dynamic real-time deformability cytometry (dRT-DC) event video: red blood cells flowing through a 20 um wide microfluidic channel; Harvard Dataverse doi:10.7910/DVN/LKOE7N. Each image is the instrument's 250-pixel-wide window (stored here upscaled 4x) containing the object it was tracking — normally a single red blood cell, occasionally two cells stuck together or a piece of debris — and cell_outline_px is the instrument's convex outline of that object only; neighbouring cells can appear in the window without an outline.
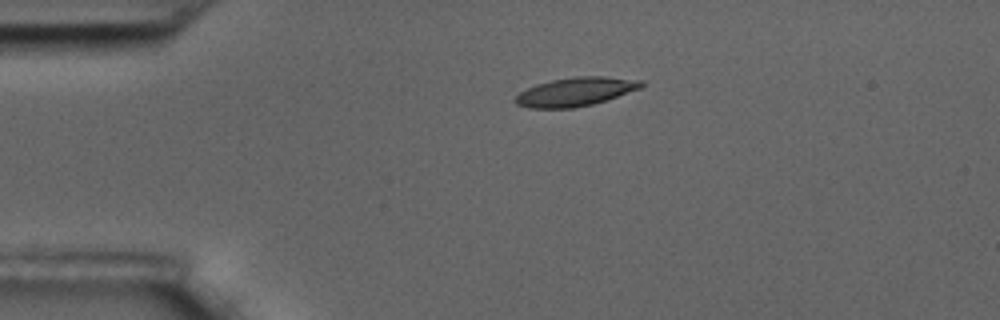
{"species": "common noctule bat (a hibernating species)", "species_latin": "Nyctalus noctula", "temperature_condition": "room temperature", "stored_images_in_passage": 47, "camera_frame_rate_fps": 3000, "um_per_image_px": 0.085, "animal": {"sex": "male", "body_mass_g": 17.5, "forearm_length_mm": 52.3}, "frame": {"image": 1, "passage_image": 1, "time_ms": 0.0, "image_size_px": [1000, 320], "cell_outline_px": [[644, 84], [640, 88], [592, 104], [572, 108], [528, 108], [516, 104], [512, 100], [520, 92], [536, 84], [552, 80], [576, 76], [608, 76], [644, 80]], "centroid_in_image_um": [48.9, 7.79], "position_along_channel_um": 36.1, "area_um2": 20.98}}
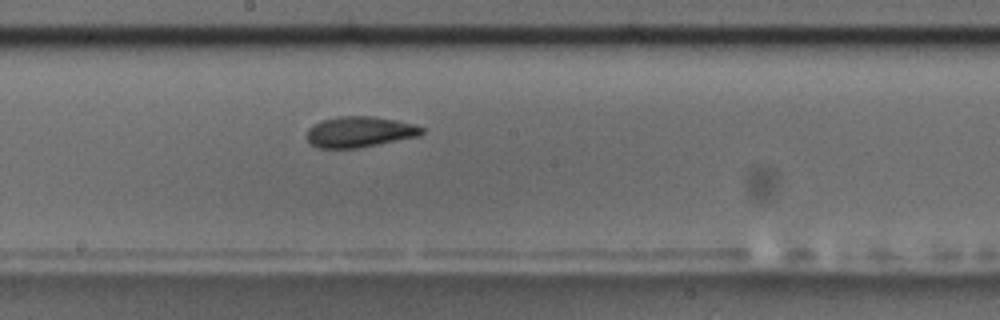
{"frame": {"image": 2, "passage_image": 20, "time_ms": 6.333, "image_size_px": [1000, 320], "cell_outline_px": [[424, 132], [420, 136], [360, 148], [320, 148], [308, 144], [308, 128], [320, 120], [336, 116], [372, 116], [396, 120], [412, 124], [424, 128]], "centroid_in_image_um": [30.56, 11.21], "position_along_channel_um": 217.6, "area_um2": 20.81}}
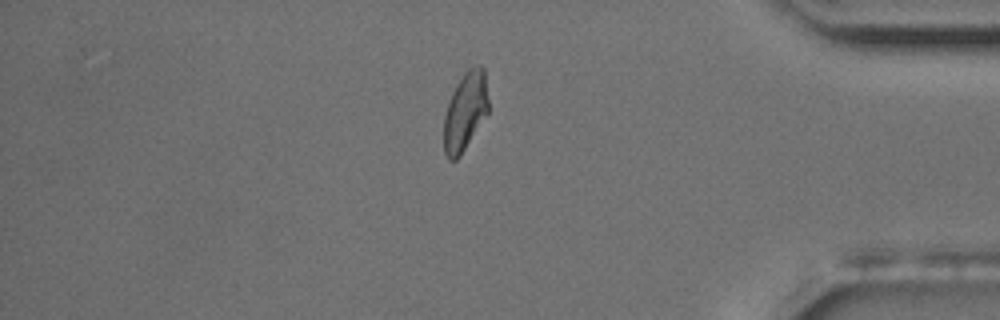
{"frame": {"image": 3, "passage_image": 38, "time_ms": 12.333, "image_size_px": [1000, 320], "cell_outline_px": [[488, 112], [460, 156], [456, 160], [448, 160], [444, 152], [444, 116], [452, 92], [456, 84], [464, 72], [468, 68], [476, 64], [480, 64], [484, 68], [488, 100]], "centroid_in_image_um": [39.54, 9.44], "position_along_channel_um": 395.7, "area_um2": 20.35}, "authors_computed_cell_mechanics": {"area_um2": 20.6346, "velocity_mm_per_s": 3.456, "shape_relaxation_time_tau1_ms": 3.2385, "shape_relaxation_time_tau2_ms": 2.584, "deformation_change_tau1": 0.1383, "deformation_change_tau2": 0.0949}}